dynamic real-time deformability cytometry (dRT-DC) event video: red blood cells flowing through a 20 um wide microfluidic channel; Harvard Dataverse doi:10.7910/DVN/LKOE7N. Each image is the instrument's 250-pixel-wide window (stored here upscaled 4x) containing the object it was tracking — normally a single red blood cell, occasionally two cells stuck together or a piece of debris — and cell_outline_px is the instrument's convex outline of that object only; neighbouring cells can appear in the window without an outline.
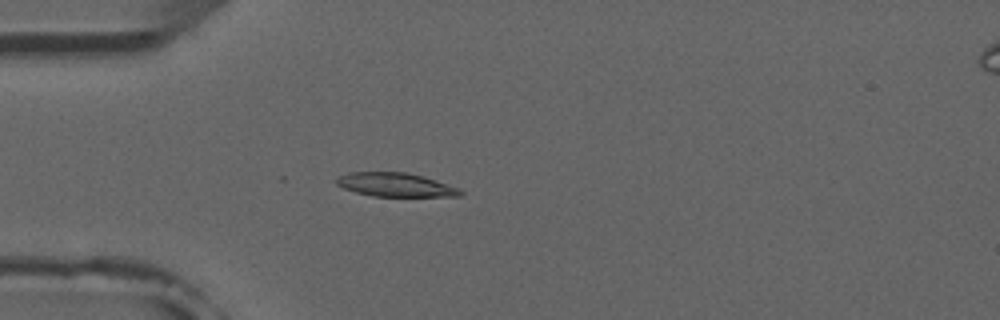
{"species": "common noctule bat (a hibernating species)", "species_latin": "Nyctalus noctula", "temperature_condition": "room temperature", "stored_images_in_passage": 4, "camera_frame_rate_fps": 3000, "um_per_image_px": 0.085, "animal": {"sex": "male", "forearm_length_mm": 52.5}, "frame": {"image": 1, "passage_image": 4, "time_ms": 3.333, "image_size_px": [1000, 320], "cell_outline_px": [[464, 192], [460, 196], [372, 196], [356, 192], [344, 188], [336, 184], [336, 176], [348, 172], [408, 172], [424, 176], [460, 188]], "centroid_in_image_um": [33.61, 15.69], "position_along_channel_um": 51.4, "area_um2": 17.28}}